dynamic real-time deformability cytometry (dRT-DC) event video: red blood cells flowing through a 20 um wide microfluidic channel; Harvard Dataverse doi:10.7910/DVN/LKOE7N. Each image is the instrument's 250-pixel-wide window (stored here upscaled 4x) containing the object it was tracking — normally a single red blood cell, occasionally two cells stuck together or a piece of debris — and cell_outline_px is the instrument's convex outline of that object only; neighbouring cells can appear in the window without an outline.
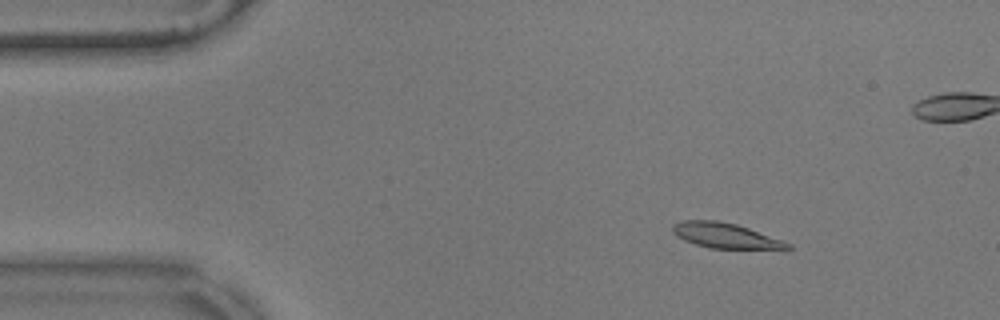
{"species": "common noctule bat (a hibernating species)", "species_latin": "Nyctalus noctula", "temperature_condition": "warm", "stored_images_in_passage": 58, "camera_frame_rate_fps": 3000, "um_per_image_px": 0.085, "animal": {"sex": "male", "body_mass_g": 17.9}, "frame": {"image": 1, "passage_image": 8, "time_ms": 2.333, "image_size_px": [1000, 320], "cell_outline_px": [[792, 248], [784, 252], [708, 248], [684, 240], [676, 236], [672, 232], [672, 224], [680, 220], [716, 220], [736, 224], [748, 228], [792, 244]], "centroid_in_image_um": [61.78, 20.08], "position_along_channel_um": 23.2, "area_um2": 17.8}}
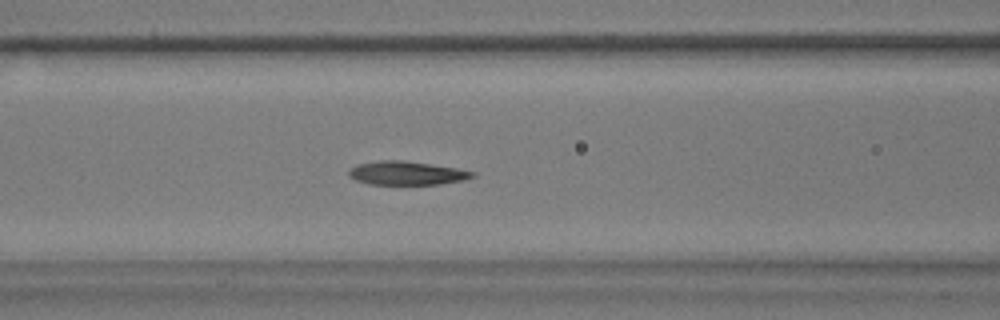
{"frame": {"image": 2, "passage_image": 23, "time_ms": 7.333, "image_size_px": [1000, 320], "cell_outline_px": [[476, 176], [464, 180], [440, 184], [368, 184], [356, 180], [348, 176], [348, 172], [356, 164], [380, 160], [400, 160], [456, 168], [476, 172]], "centroid_in_image_um": [34.56, 14.72], "position_along_channel_um": 132.0, "area_um2": 16.94}}
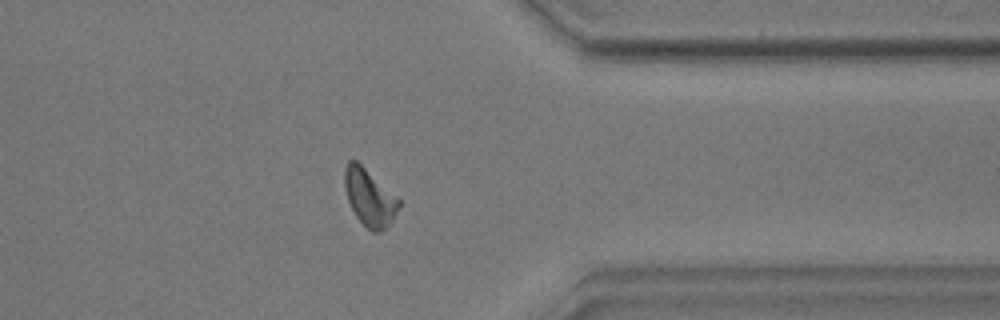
{"frame": {"image": 3, "passage_image": 45, "time_ms": 14.667, "image_size_px": [1000, 320], "cell_outline_px": [[400, 204], [392, 220], [380, 232], [372, 232], [356, 216], [348, 200], [344, 184], [344, 168], [348, 160], [356, 160], [400, 200]], "centroid_in_image_um": [31.38, 16.77], "position_along_channel_um": 380.0, "area_um2": 17.51}, "authors_computed_cell_mechanics": {"area_um2": 17.5423, "velocity_mm_per_s": 3.5328, "shape_relaxation_time_tau1_ms": 4.2719, "shape_relaxation_time_tau2_ms": 1.9, "deformation_change_tau1": 0.157, "deformation_change_tau2": 0.0777}}